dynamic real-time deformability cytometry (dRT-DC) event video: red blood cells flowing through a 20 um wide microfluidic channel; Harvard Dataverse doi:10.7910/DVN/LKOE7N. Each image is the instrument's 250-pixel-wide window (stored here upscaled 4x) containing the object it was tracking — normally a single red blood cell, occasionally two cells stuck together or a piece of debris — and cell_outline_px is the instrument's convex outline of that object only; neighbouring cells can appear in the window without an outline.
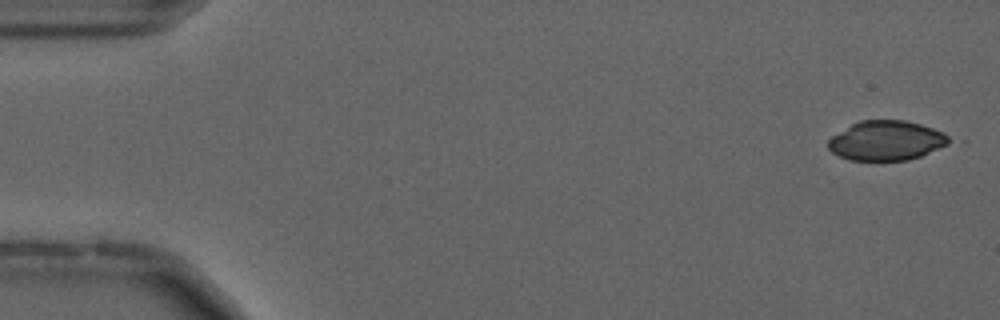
{"species": "common noctule bat (a hibernating species)", "species_latin": "Nyctalus noctula", "temperature_condition": "cold", "stored_images_in_passage": 55, "camera_frame_rate_fps": 3000, "um_per_image_px": 0.085, "animal": {"sex": "male", "forearm_length_mm": 52.5}, "frame": {"image": 1, "passage_image": 2, "time_ms": 0.333, "image_size_px": [1000, 320], "cell_outline_px": [[956, 140], [948, 144], [920, 156], [908, 160], [848, 160], [832, 152], [828, 148], [828, 140], [832, 136], [852, 124], [860, 120], [904, 120], [920, 124], [944, 132]], "centroid_in_image_um": [75.37, 11.95], "position_along_channel_um": 9.6, "area_um2": 27.92}}